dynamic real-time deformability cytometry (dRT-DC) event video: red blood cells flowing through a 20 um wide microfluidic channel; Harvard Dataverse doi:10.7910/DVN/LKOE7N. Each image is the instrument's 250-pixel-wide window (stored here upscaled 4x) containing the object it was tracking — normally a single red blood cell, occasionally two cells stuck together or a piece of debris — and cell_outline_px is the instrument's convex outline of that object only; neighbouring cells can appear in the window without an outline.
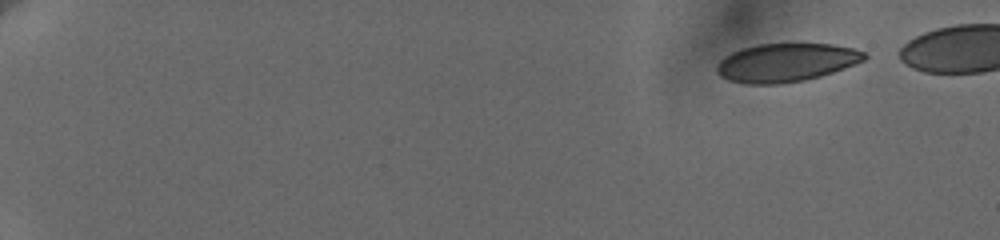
{"species": "human", "species_latin": "Homo sapiens", "temperature_condition": "cold", "stored_images_in_passage": 54, "camera_frame_rate_fps": 3000, "um_per_image_px": 0.085, "donor": {"sex": "female"}, "frame": {"image": 1, "passage_image": 1, "time_ms": 0.0, "image_size_px": [1000, 240], "cell_outline_px": [[868, 56], [864, 60], [844, 68], [820, 76], [804, 80], [780, 84], [748, 84], [728, 80], [720, 76], [716, 72], [716, 64], [724, 56], [732, 52], [756, 44], [832, 44], [852, 48], [868, 52]], "centroid_in_image_um": [66.81, 5.32], "position_along_channel_um": 18.2, "area_um2": 33.06}}
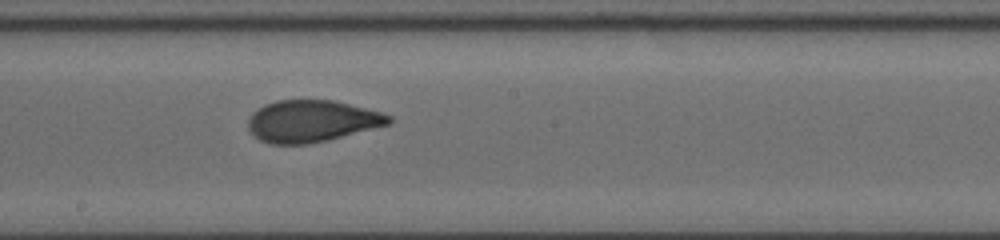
{"frame": {"image": 2, "passage_image": 32, "time_ms": 10.333, "image_size_px": [1000, 240], "cell_outline_px": [[392, 120], [388, 124], [328, 140], [308, 144], [268, 144], [252, 136], [248, 128], [248, 120], [252, 112], [264, 104], [276, 100], [332, 100], [384, 112], [392, 116]], "centroid_in_image_um": [26.46, 10.29], "position_along_channel_um": 221.7, "area_um2": 34.45}}
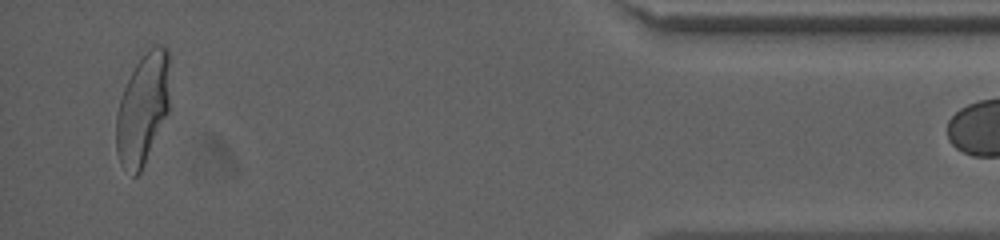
{"frame": {"image": 3, "passage_image": 53, "time_ms": 17.333, "image_size_px": [1000, 240], "cell_outline_px": [[168, 112], [144, 164], [140, 172], [136, 176], [132, 176], [120, 164], [116, 152], [116, 116], [120, 100], [124, 88], [136, 64], [152, 48], [160, 44], [168, 48]], "centroid_in_image_um": [12.11, 9.31], "position_along_channel_um": 423.1, "area_um2": 33.99}}